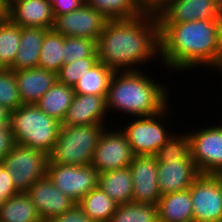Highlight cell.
<instances>
[{"instance_id":"cell-13","label":"cell","mask_w":222,"mask_h":222,"mask_svg":"<svg viewBox=\"0 0 222 222\" xmlns=\"http://www.w3.org/2000/svg\"><path fill=\"white\" fill-rule=\"evenodd\" d=\"M158 162L155 156L134 155L129 165L132 174L133 201L157 204L162 196L158 184Z\"/></svg>"},{"instance_id":"cell-36","label":"cell","mask_w":222,"mask_h":222,"mask_svg":"<svg viewBox=\"0 0 222 222\" xmlns=\"http://www.w3.org/2000/svg\"><path fill=\"white\" fill-rule=\"evenodd\" d=\"M46 222H94L87 216L78 203L60 216L47 220Z\"/></svg>"},{"instance_id":"cell-29","label":"cell","mask_w":222,"mask_h":222,"mask_svg":"<svg viewBox=\"0 0 222 222\" xmlns=\"http://www.w3.org/2000/svg\"><path fill=\"white\" fill-rule=\"evenodd\" d=\"M85 4L108 20L131 19L142 15L135 0H85Z\"/></svg>"},{"instance_id":"cell-46","label":"cell","mask_w":222,"mask_h":222,"mask_svg":"<svg viewBox=\"0 0 222 222\" xmlns=\"http://www.w3.org/2000/svg\"><path fill=\"white\" fill-rule=\"evenodd\" d=\"M219 5H220L221 10H222V0H219Z\"/></svg>"},{"instance_id":"cell-30","label":"cell","mask_w":222,"mask_h":222,"mask_svg":"<svg viewBox=\"0 0 222 222\" xmlns=\"http://www.w3.org/2000/svg\"><path fill=\"white\" fill-rule=\"evenodd\" d=\"M109 222H159L158 206L134 201L118 205Z\"/></svg>"},{"instance_id":"cell-14","label":"cell","mask_w":222,"mask_h":222,"mask_svg":"<svg viewBox=\"0 0 222 222\" xmlns=\"http://www.w3.org/2000/svg\"><path fill=\"white\" fill-rule=\"evenodd\" d=\"M222 20L219 0H171L158 15V23Z\"/></svg>"},{"instance_id":"cell-1","label":"cell","mask_w":222,"mask_h":222,"mask_svg":"<svg viewBox=\"0 0 222 222\" xmlns=\"http://www.w3.org/2000/svg\"><path fill=\"white\" fill-rule=\"evenodd\" d=\"M97 56L114 72L141 70L147 62L159 59L158 17L108 20L97 39Z\"/></svg>"},{"instance_id":"cell-6","label":"cell","mask_w":222,"mask_h":222,"mask_svg":"<svg viewBox=\"0 0 222 222\" xmlns=\"http://www.w3.org/2000/svg\"><path fill=\"white\" fill-rule=\"evenodd\" d=\"M171 103L161 112L147 117H132L121 130L134 155L155 156L157 151L175 133L169 130ZM165 117V118H164ZM167 117V118H166ZM169 120V122H167ZM164 122V123H163ZM168 124V125H166ZM168 127V128H167Z\"/></svg>"},{"instance_id":"cell-22","label":"cell","mask_w":222,"mask_h":222,"mask_svg":"<svg viewBox=\"0 0 222 222\" xmlns=\"http://www.w3.org/2000/svg\"><path fill=\"white\" fill-rule=\"evenodd\" d=\"M157 206L159 222H193L189 189L162 195Z\"/></svg>"},{"instance_id":"cell-47","label":"cell","mask_w":222,"mask_h":222,"mask_svg":"<svg viewBox=\"0 0 222 222\" xmlns=\"http://www.w3.org/2000/svg\"><path fill=\"white\" fill-rule=\"evenodd\" d=\"M3 15H4V14L0 11V19L3 17Z\"/></svg>"},{"instance_id":"cell-4","label":"cell","mask_w":222,"mask_h":222,"mask_svg":"<svg viewBox=\"0 0 222 222\" xmlns=\"http://www.w3.org/2000/svg\"><path fill=\"white\" fill-rule=\"evenodd\" d=\"M9 127L14 143L48 155L56 143L61 123L35 104H22L10 112Z\"/></svg>"},{"instance_id":"cell-31","label":"cell","mask_w":222,"mask_h":222,"mask_svg":"<svg viewBox=\"0 0 222 222\" xmlns=\"http://www.w3.org/2000/svg\"><path fill=\"white\" fill-rule=\"evenodd\" d=\"M191 156L190 138L187 134L177 131L162 145L157 151L155 157L157 162H165L166 160H182Z\"/></svg>"},{"instance_id":"cell-11","label":"cell","mask_w":222,"mask_h":222,"mask_svg":"<svg viewBox=\"0 0 222 222\" xmlns=\"http://www.w3.org/2000/svg\"><path fill=\"white\" fill-rule=\"evenodd\" d=\"M106 127L96 145L91 165L99 172L129 167L134 154L125 134L118 127ZM116 130V131H115Z\"/></svg>"},{"instance_id":"cell-41","label":"cell","mask_w":222,"mask_h":222,"mask_svg":"<svg viewBox=\"0 0 222 222\" xmlns=\"http://www.w3.org/2000/svg\"><path fill=\"white\" fill-rule=\"evenodd\" d=\"M214 69L215 71L222 73V51L221 54L216 62V64L211 68Z\"/></svg>"},{"instance_id":"cell-37","label":"cell","mask_w":222,"mask_h":222,"mask_svg":"<svg viewBox=\"0 0 222 222\" xmlns=\"http://www.w3.org/2000/svg\"><path fill=\"white\" fill-rule=\"evenodd\" d=\"M142 15L157 16L167 7L171 0H135Z\"/></svg>"},{"instance_id":"cell-26","label":"cell","mask_w":222,"mask_h":222,"mask_svg":"<svg viewBox=\"0 0 222 222\" xmlns=\"http://www.w3.org/2000/svg\"><path fill=\"white\" fill-rule=\"evenodd\" d=\"M114 73L113 70L98 61L78 80L73 90L75 94L107 95Z\"/></svg>"},{"instance_id":"cell-40","label":"cell","mask_w":222,"mask_h":222,"mask_svg":"<svg viewBox=\"0 0 222 222\" xmlns=\"http://www.w3.org/2000/svg\"><path fill=\"white\" fill-rule=\"evenodd\" d=\"M10 112L7 107L0 106V127L9 126L10 123Z\"/></svg>"},{"instance_id":"cell-39","label":"cell","mask_w":222,"mask_h":222,"mask_svg":"<svg viewBox=\"0 0 222 222\" xmlns=\"http://www.w3.org/2000/svg\"><path fill=\"white\" fill-rule=\"evenodd\" d=\"M14 145L9 126L0 127V162Z\"/></svg>"},{"instance_id":"cell-18","label":"cell","mask_w":222,"mask_h":222,"mask_svg":"<svg viewBox=\"0 0 222 222\" xmlns=\"http://www.w3.org/2000/svg\"><path fill=\"white\" fill-rule=\"evenodd\" d=\"M4 15L20 27L50 30L55 23L52 7L45 0H15L7 6Z\"/></svg>"},{"instance_id":"cell-19","label":"cell","mask_w":222,"mask_h":222,"mask_svg":"<svg viewBox=\"0 0 222 222\" xmlns=\"http://www.w3.org/2000/svg\"><path fill=\"white\" fill-rule=\"evenodd\" d=\"M14 73L23 104H36L57 80L56 73L39 67Z\"/></svg>"},{"instance_id":"cell-16","label":"cell","mask_w":222,"mask_h":222,"mask_svg":"<svg viewBox=\"0 0 222 222\" xmlns=\"http://www.w3.org/2000/svg\"><path fill=\"white\" fill-rule=\"evenodd\" d=\"M157 171L162 195L189 189L201 175L191 156L188 159L158 162Z\"/></svg>"},{"instance_id":"cell-45","label":"cell","mask_w":222,"mask_h":222,"mask_svg":"<svg viewBox=\"0 0 222 222\" xmlns=\"http://www.w3.org/2000/svg\"><path fill=\"white\" fill-rule=\"evenodd\" d=\"M7 4L9 5L11 2L15 1V0H6Z\"/></svg>"},{"instance_id":"cell-15","label":"cell","mask_w":222,"mask_h":222,"mask_svg":"<svg viewBox=\"0 0 222 222\" xmlns=\"http://www.w3.org/2000/svg\"><path fill=\"white\" fill-rule=\"evenodd\" d=\"M26 193L43 222L62 215L76 204L73 199L57 189L47 175L38 179Z\"/></svg>"},{"instance_id":"cell-43","label":"cell","mask_w":222,"mask_h":222,"mask_svg":"<svg viewBox=\"0 0 222 222\" xmlns=\"http://www.w3.org/2000/svg\"><path fill=\"white\" fill-rule=\"evenodd\" d=\"M51 7L56 3L57 0H45Z\"/></svg>"},{"instance_id":"cell-35","label":"cell","mask_w":222,"mask_h":222,"mask_svg":"<svg viewBox=\"0 0 222 222\" xmlns=\"http://www.w3.org/2000/svg\"><path fill=\"white\" fill-rule=\"evenodd\" d=\"M20 193L15 187L11 173L0 162V207L10 197Z\"/></svg>"},{"instance_id":"cell-34","label":"cell","mask_w":222,"mask_h":222,"mask_svg":"<svg viewBox=\"0 0 222 222\" xmlns=\"http://www.w3.org/2000/svg\"><path fill=\"white\" fill-rule=\"evenodd\" d=\"M97 62L98 56H90L63 64L57 73V80L64 85L74 88L78 80Z\"/></svg>"},{"instance_id":"cell-21","label":"cell","mask_w":222,"mask_h":222,"mask_svg":"<svg viewBox=\"0 0 222 222\" xmlns=\"http://www.w3.org/2000/svg\"><path fill=\"white\" fill-rule=\"evenodd\" d=\"M98 186L118 205L133 201L132 174L129 167L99 173Z\"/></svg>"},{"instance_id":"cell-7","label":"cell","mask_w":222,"mask_h":222,"mask_svg":"<svg viewBox=\"0 0 222 222\" xmlns=\"http://www.w3.org/2000/svg\"><path fill=\"white\" fill-rule=\"evenodd\" d=\"M1 163L11 173L15 187L20 192H26L38 179L46 175L48 155L14 143Z\"/></svg>"},{"instance_id":"cell-12","label":"cell","mask_w":222,"mask_h":222,"mask_svg":"<svg viewBox=\"0 0 222 222\" xmlns=\"http://www.w3.org/2000/svg\"><path fill=\"white\" fill-rule=\"evenodd\" d=\"M108 22L100 12L84 4L75 11L55 18L53 29L64 37L92 38L97 40Z\"/></svg>"},{"instance_id":"cell-28","label":"cell","mask_w":222,"mask_h":222,"mask_svg":"<svg viewBox=\"0 0 222 222\" xmlns=\"http://www.w3.org/2000/svg\"><path fill=\"white\" fill-rule=\"evenodd\" d=\"M21 27L5 15L0 19V68H9L20 46Z\"/></svg>"},{"instance_id":"cell-44","label":"cell","mask_w":222,"mask_h":222,"mask_svg":"<svg viewBox=\"0 0 222 222\" xmlns=\"http://www.w3.org/2000/svg\"><path fill=\"white\" fill-rule=\"evenodd\" d=\"M220 179H221V181H222V170L218 173V174H216Z\"/></svg>"},{"instance_id":"cell-33","label":"cell","mask_w":222,"mask_h":222,"mask_svg":"<svg viewBox=\"0 0 222 222\" xmlns=\"http://www.w3.org/2000/svg\"><path fill=\"white\" fill-rule=\"evenodd\" d=\"M22 104L14 70L0 68V106L12 111Z\"/></svg>"},{"instance_id":"cell-3","label":"cell","mask_w":222,"mask_h":222,"mask_svg":"<svg viewBox=\"0 0 222 222\" xmlns=\"http://www.w3.org/2000/svg\"><path fill=\"white\" fill-rule=\"evenodd\" d=\"M143 72L146 71L113 74L106 96L108 113L115 111L133 118L147 117L161 112L169 105V88L165 87L164 82L162 85L160 81L151 78L149 73Z\"/></svg>"},{"instance_id":"cell-23","label":"cell","mask_w":222,"mask_h":222,"mask_svg":"<svg viewBox=\"0 0 222 222\" xmlns=\"http://www.w3.org/2000/svg\"><path fill=\"white\" fill-rule=\"evenodd\" d=\"M74 95L75 92L72 87L56 80L35 105L61 123L72 103Z\"/></svg>"},{"instance_id":"cell-20","label":"cell","mask_w":222,"mask_h":222,"mask_svg":"<svg viewBox=\"0 0 222 222\" xmlns=\"http://www.w3.org/2000/svg\"><path fill=\"white\" fill-rule=\"evenodd\" d=\"M48 30L41 27H21L20 46L9 69L16 71L37 68L41 45Z\"/></svg>"},{"instance_id":"cell-25","label":"cell","mask_w":222,"mask_h":222,"mask_svg":"<svg viewBox=\"0 0 222 222\" xmlns=\"http://www.w3.org/2000/svg\"><path fill=\"white\" fill-rule=\"evenodd\" d=\"M78 204L94 222H109L118 206L99 186L86 194Z\"/></svg>"},{"instance_id":"cell-2","label":"cell","mask_w":222,"mask_h":222,"mask_svg":"<svg viewBox=\"0 0 222 222\" xmlns=\"http://www.w3.org/2000/svg\"><path fill=\"white\" fill-rule=\"evenodd\" d=\"M159 42L160 63L169 71L211 69L222 51V20L159 23Z\"/></svg>"},{"instance_id":"cell-42","label":"cell","mask_w":222,"mask_h":222,"mask_svg":"<svg viewBox=\"0 0 222 222\" xmlns=\"http://www.w3.org/2000/svg\"><path fill=\"white\" fill-rule=\"evenodd\" d=\"M7 1L6 0H0V11L5 14L7 10Z\"/></svg>"},{"instance_id":"cell-32","label":"cell","mask_w":222,"mask_h":222,"mask_svg":"<svg viewBox=\"0 0 222 222\" xmlns=\"http://www.w3.org/2000/svg\"><path fill=\"white\" fill-rule=\"evenodd\" d=\"M97 56V40L92 38L64 37L63 64Z\"/></svg>"},{"instance_id":"cell-10","label":"cell","mask_w":222,"mask_h":222,"mask_svg":"<svg viewBox=\"0 0 222 222\" xmlns=\"http://www.w3.org/2000/svg\"><path fill=\"white\" fill-rule=\"evenodd\" d=\"M189 191L193 222H222V181L217 175L201 174Z\"/></svg>"},{"instance_id":"cell-8","label":"cell","mask_w":222,"mask_h":222,"mask_svg":"<svg viewBox=\"0 0 222 222\" xmlns=\"http://www.w3.org/2000/svg\"><path fill=\"white\" fill-rule=\"evenodd\" d=\"M209 125L206 124V128L200 126L198 131L195 129L187 134L191 157L199 172L216 175L222 170V123Z\"/></svg>"},{"instance_id":"cell-5","label":"cell","mask_w":222,"mask_h":222,"mask_svg":"<svg viewBox=\"0 0 222 222\" xmlns=\"http://www.w3.org/2000/svg\"><path fill=\"white\" fill-rule=\"evenodd\" d=\"M108 126L86 124L61 126L48 162L60 165H90L101 133Z\"/></svg>"},{"instance_id":"cell-27","label":"cell","mask_w":222,"mask_h":222,"mask_svg":"<svg viewBox=\"0 0 222 222\" xmlns=\"http://www.w3.org/2000/svg\"><path fill=\"white\" fill-rule=\"evenodd\" d=\"M63 56L64 36L54 29L48 30L41 45L38 67L57 74L63 65Z\"/></svg>"},{"instance_id":"cell-17","label":"cell","mask_w":222,"mask_h":222,"mask_svg":"<svg viewBox=\"0 0 222 222\" xmlns=\"http://www.w3.org/2000/svg\"><path fill=\"white\" fill-rule=\"evenodd\" d=\"M106 96L75 94L61 126L106 125V119L112 115L107 112Z\"/></svg>"},{"instance_id":"cell-24","label":"cell","mask_w":222,"mask_h":222,"mask_svg":"<svg viewBox=\"0 0 222 222\" xmlns=\"http://www.w3.org/2000/svg\"><path fill=\"white\" fill-rule=\"evenodd\" d=\"M0 222H43L31 198L20 192L0 207Z\"/></svg>"},{"instance_id":"cell-38","label":"cell","mask_w":222,"mask_h":222,"mask_svg":"<svg viewBox=\"0 0 222 222\" xmlns=\"http://www.w3.org/2000/svg\"><path fill=\"white\" fill-rule=\"evenodd\" d=\"M85 4V0H57L52 7L53 15L56 18L65 13L75 11Z\"/></svg>"},{"instance_id":"cell-9","label":"cell","mask_w":222,"mask_h":222,"mask_svg":"<svg viewBox=\"0 0 222 222\" xmlns=\"http://www.w3.org/2000/svg\"><path fill=\"white\" fill-rule=\"evenodd\" d=\"M46 175L62 193L78 203L98 186L99 172L90 165H60L48 162Z\"/></svg>"}]
</instances>
